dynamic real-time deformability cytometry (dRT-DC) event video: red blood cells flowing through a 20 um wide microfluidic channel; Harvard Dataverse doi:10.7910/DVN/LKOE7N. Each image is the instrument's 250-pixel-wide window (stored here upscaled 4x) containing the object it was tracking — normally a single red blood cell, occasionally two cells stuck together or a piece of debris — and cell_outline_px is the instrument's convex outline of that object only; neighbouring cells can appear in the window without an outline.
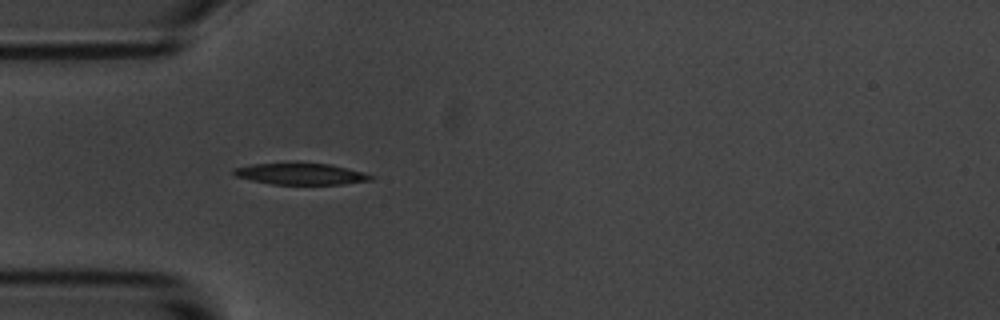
{"species": "common noctule bat (a hibernating species)", "species_latin": "Nyctalus noctula", "temperature_condition": "room temperature", "stored_images_in_passage": 7, "camera_frame_rate_fps": 3000, "um_per_image_px": 0.085, "animal": {"sex": "male", "body_mass_g": 20.1, "forearm_length_mm": 53.5}, "frame": {"image": 1, "passage_image": 1, "time_ms": 0.0, "image_size_px": [1000, 320], "cell_outline_px": [[376, 176], [372, 180], [344, 184], [272, 184], [252, 180], [236, 176], [232, 172], [232, 168], [252, 164], [332, 164], [364, 172]], "centroid_in_image_um": [25.62, 14.79], "position_along_channel_um": 59.4, "area_um2": 16.88}}